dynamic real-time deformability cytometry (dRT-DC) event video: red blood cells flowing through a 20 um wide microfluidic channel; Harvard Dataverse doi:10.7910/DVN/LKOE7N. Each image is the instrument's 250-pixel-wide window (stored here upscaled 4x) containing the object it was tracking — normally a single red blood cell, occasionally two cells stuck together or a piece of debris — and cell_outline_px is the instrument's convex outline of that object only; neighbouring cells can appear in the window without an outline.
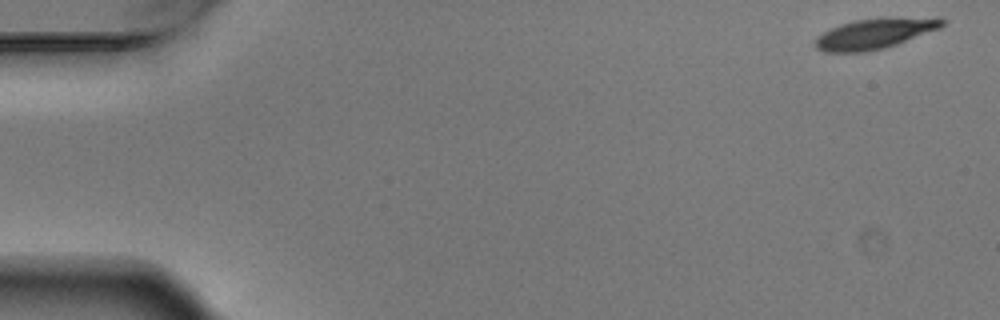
{"species": "Egyptian fruit bat (a non-hibernating species)", "species_latin": "Rousettus aegyptiacus", "temperature_condition": "warm", "stored_images_in_passage": 5, "camera_frame_rate_fps": 3000, "um_per_image_px": 0.085, "animal": {"sex": "male"}, "frame": {"image": 1, "passage_image": 1, "time_ms": 0.0, "image_size_px": [1000, 320], "cell_outline_px": [[944, 24], [940, 28], [896, 44], [884, 48], [864, 52], [824, 52], [816, 48], [812, 44], [816, 36], [840, 24], [852, 20], [892, 16], [940, 16], [944, 20]], "centroid_in_image_um": [74.38, 2.82], "position_along_channel_um": 10.6, "area_um2": 23.12}}
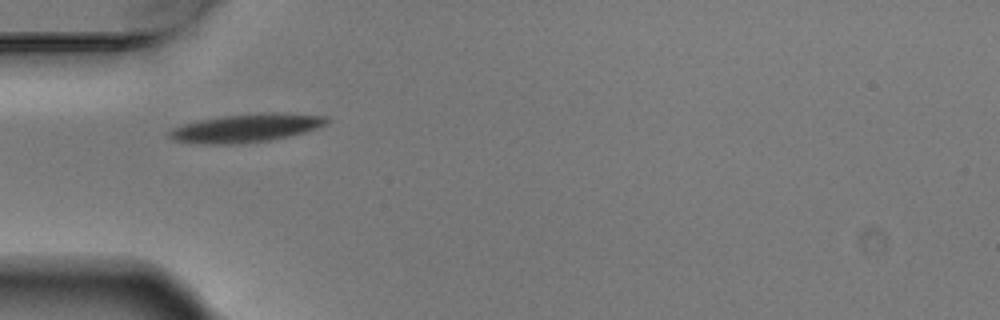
{"frame": {"image": 2, "passage_image": 4, "time_ms": 1.0, "image_size_px": [1000, 320], "cell_outline_px": [[332, 120], [328, 124], [304, 132], [288, 136], [268, 140], [236, 144], [204, 144], [172, 140], [168, 136], [168, 132], [172, 128], [184, 124], [200, 120], [224, 116], [264, 112], [276, 112], [328, 116]], "centroid_in_image_um": [20.96, 10.87], "position_along_channel_um": 64.0, "area_um2": 25.95}}
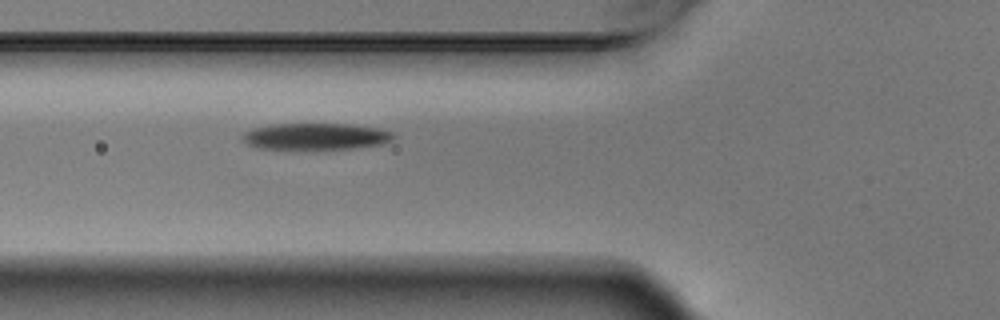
{"frame": {"image": 3, "passage_image": 5, "time_ms": 1.333, "image_size_px": [1000, 320], "cell_outline_px": [[396, 136], [392, 140], [384, 144], [356, 148], [256, 148], [248, 144], [244, 140], [244, 132], [252, 128], [272, 124], [352, 124], [380, 128], [392, 132]], "centroid_in_image_um": [26.91, 11.58], "position_along_channel_um": 98.9, "area_um2": 23.18}}